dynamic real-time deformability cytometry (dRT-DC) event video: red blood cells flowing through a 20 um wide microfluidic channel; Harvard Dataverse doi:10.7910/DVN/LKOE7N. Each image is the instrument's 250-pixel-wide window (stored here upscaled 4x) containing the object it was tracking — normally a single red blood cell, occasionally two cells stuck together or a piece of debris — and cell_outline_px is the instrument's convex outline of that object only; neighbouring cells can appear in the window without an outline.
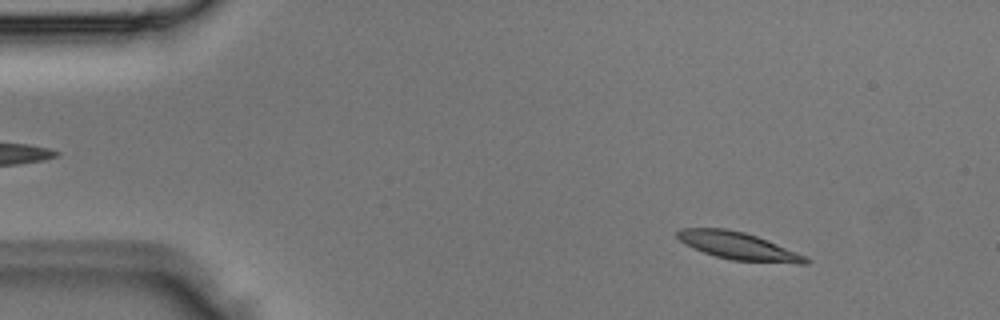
{"species": "Egyptian fruit bat (a non-hibernating species)", "species_latin": "Rousettus aegyptiacus", "temperature_condition": "room temperature", "stored_images_in_passage": 2, "camera_frame_rate_fps": 3000, "um_per_image_px": 0.085, "animal": {"sex": "male"}, "frame": {"image": 1, "passage_image": 1, "time_ms": 0.0, "image_size_px": [1000, 320], "cell_outline_px": [[812, 260], [808, 264], [796, 264], [732, 260], [716, 256], [704, 252], [684, 244], [676, 236], [676, 232], [680, 228], [728, 228], [744, 232], [756, 236], [808, 256]], "centroid_in_image_um": [62.8, 20.91], "position_along_channel_um": 22.2, "area_um2": 20.69}}